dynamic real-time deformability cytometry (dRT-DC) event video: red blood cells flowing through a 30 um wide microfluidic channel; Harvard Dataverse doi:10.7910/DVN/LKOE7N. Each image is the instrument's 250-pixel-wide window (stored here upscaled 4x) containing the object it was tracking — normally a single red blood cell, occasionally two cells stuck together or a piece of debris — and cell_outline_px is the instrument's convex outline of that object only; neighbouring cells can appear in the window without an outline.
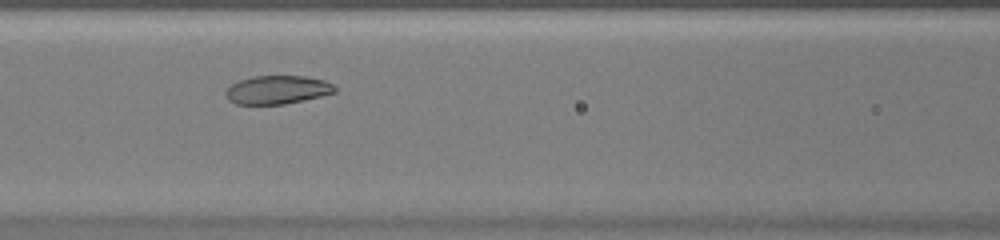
{"species": "common noctule bat (a hibernating species)", "species_latin": "Nyctalus noctula", "temperature_condition": "warm", "stored_images_in_passage": 41, "camera_frame_rate_fps": 3000, "um_per_image_px": 0.085, "animal": {"sex": "female", "body_mass_g": 20.0, "forearm_length_mm": 54.0}, "frame": {"image": 1, "passage_image": 12, "time_ms": 3.667, "image_size_px": [1000, 240], "cell_outline_px": [[336, 92], [320, 96], [284, 104], [236, 104], [228, 100], [224, 96], [224, 92], [232, 84], [240, 80], [252, 76], [304, 76], [324, 80], [332, 84], [336, 88]], "centroid_in_image_um": [23.54, 7.63], "position_along_channel_um": 143.1, "area_um2": 18.03}}
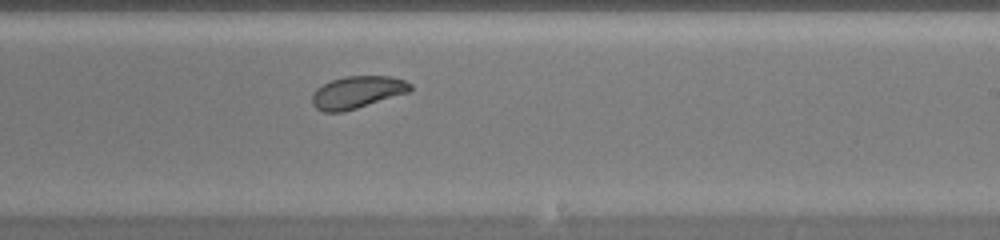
{"frame": {"image": 2, "passage_image": 21, "time_ms": 6.667, "image_size_px": [1000, 240], "cell_outline_px": [[412, 88], [408, 92], [344, 112], [324, 112], [316, 108], [312, 104], [312, 92], [316, 88], [332, 80], [344, 76], [388, 76], [404, 80], [412, 84]], "centroid_in_image_um": [30.33, 7.84], "position_along_channel_um": 258.7, "area_um2": 18.38}}
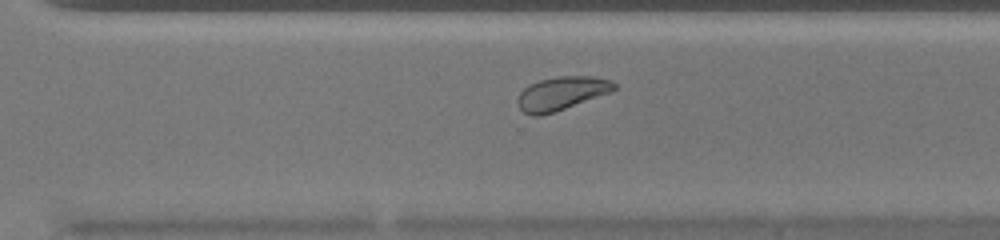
{"frame": {"image": 3, "passage_image": 26, "time_ms": 8.333, "image_size_px": [1000, 240], "cell_outline_px": [[616, 88], [612, 92], [540, 116], [532, 116], [524, 112], [520, 108], [516, 100], [520, 92], [524, 88], [540, 80], [560, 76], [592, 76], [612, 80], [616, 84]], "centroid_in_image_um": [47.74, 7.93], "position_along_channel_um": 322.9, "area_um2": 18.61}, "authors_computed_cell_mechanics": {"area_um2": 19.8832, "velocity_mm_per_s": 3.8586, "shape_relaxation_time_tau1_ms": 5.2222, "shape_relaxation_time_tau2_ms": 3.1367, "deformation_change_tau1": 0.115, "deformation_change_tau2": 0.0723}}